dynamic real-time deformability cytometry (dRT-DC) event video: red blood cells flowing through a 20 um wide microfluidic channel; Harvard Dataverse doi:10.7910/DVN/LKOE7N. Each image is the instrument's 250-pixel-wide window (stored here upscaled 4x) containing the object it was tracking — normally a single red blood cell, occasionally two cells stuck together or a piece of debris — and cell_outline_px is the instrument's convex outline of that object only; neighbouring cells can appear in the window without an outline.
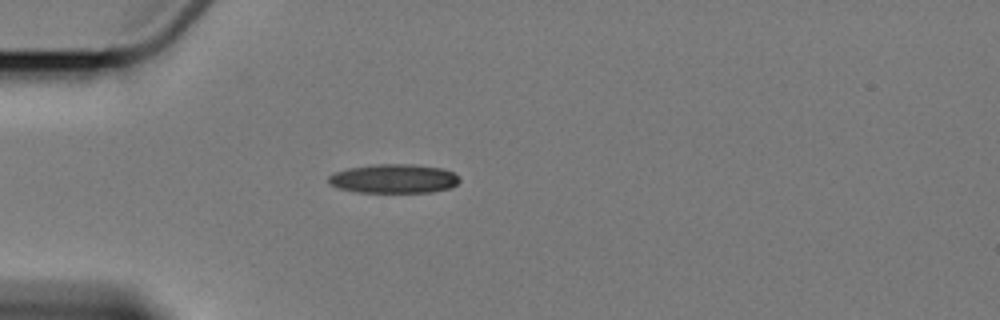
{"species": "Egyptian fruit bat (a non-hibernating species)", "species_latin": "Rousettus aegyptiacus", "temperature_condition": "cold", "stored_images_in_passage": 4, "camera_frame_rate_fps": 3000, "um_per_image_px": 0.085, "animal": {"sex": "female"}, "frame": {"image": 1, "passage_image": 4, "time_ms": 3.667, "image_size_px": [1000, 320], "cell_outline_px": [[460, 180], [452, 188], [432, 192], [356, 192], [340, 188], [332, 184], [328, 180], [328, 176], [336, 172], [348, 168], [376, 164], [412, 164], [444, 168], [452, 172]], "centroid_in_image_um": [33.51, 15.18], "position_along_channel_um": 51.5, "area_um2": 22.08}}